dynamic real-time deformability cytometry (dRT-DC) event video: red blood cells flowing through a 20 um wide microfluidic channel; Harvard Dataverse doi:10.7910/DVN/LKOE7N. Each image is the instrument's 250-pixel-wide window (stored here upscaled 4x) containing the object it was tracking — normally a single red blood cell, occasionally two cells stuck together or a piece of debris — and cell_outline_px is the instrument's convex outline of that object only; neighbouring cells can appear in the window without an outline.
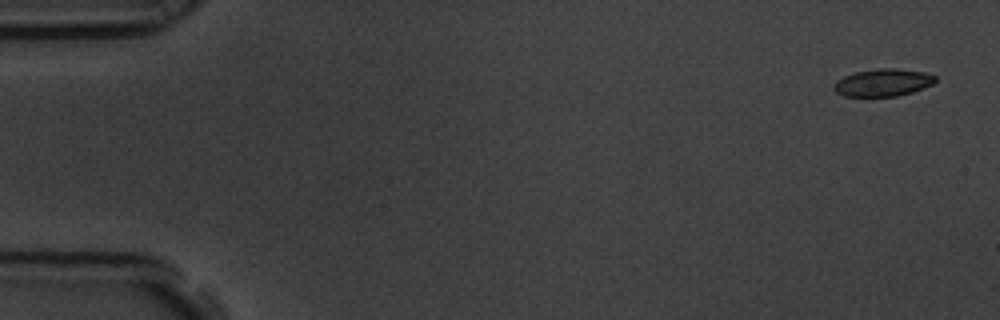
{"species": "common noctule bat (a hibernating species)", "species_latin": "Nyctalus noctula", "temperature_condition": "room temperature", "stored_images_in_passage": 15, "camera_frame_rate_fps": 3000, "um_per_image_px": 0.085, "animal": {"sex": "male", "body_mass_g": 19.5, "forearm_length_mm": 54.6}, "frame": {"image": 1, "passage_image": 1, "time_ms": 0.0, "image_size_px": [1000, 320], "cell_outline_px": [[936, 80], [932, 84], [924, 88], [912, 92], [896, 96], [844, 96], [836, 92], [832, 88], [832, 84], [836, 80], [844, 76], [856, 72], [880, 68], [896, 68], [924, 72], [936, 76]], "centroid_in_image_um": [75.03, 7.02], "position_along_channel_um": 10.0, "area_um2": 16.24}}
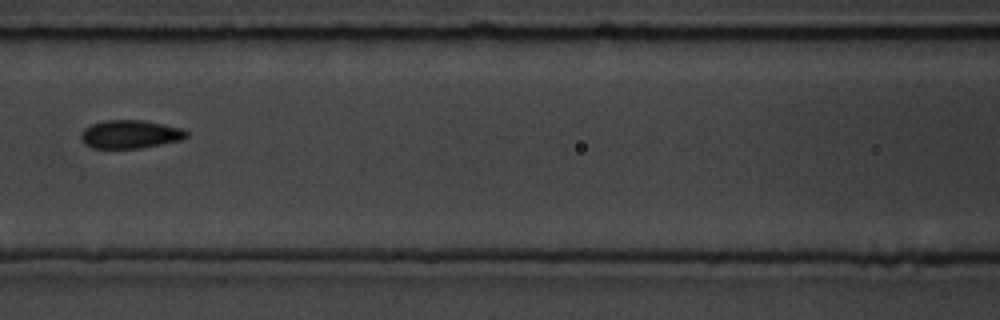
{"frame": {"image": 2, "passage_image": 7, "time_ms": 2.0, "image_size_px": [1000, 320], "cell_outline_px": [[188, 136], [180, 140], [140, 148], [92, 148], [84, 144], [80, 136], [84, 128], [92, 124], [104, 120], [144, 120], [184, 128], [188, 132]], "centroid_in_image_um": [11.07, 11.4], "position_along_channel_um": 155.5, "area_um2": 17.46}}
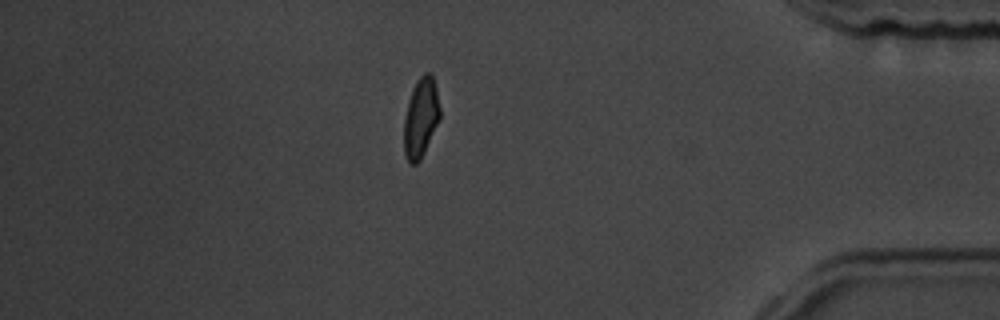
{"frame": {"image": 3, "passage_image": 14, "time_ms": 4.333, "image_size_px": [1000, 320], "cell_outline_px": [[440, 120], [420, 160], [416, 164], [408, 164], [404, 152], [404, 116], [408, 100], [412, 88], [416, 80], [424, 72], [428, 72], [432, 76], [436, 88], [440, 108]], "centroid_in_image_um": [35.76, 10.01], "position_along_channel_um": 399.4, "area_um2": 16.88}}